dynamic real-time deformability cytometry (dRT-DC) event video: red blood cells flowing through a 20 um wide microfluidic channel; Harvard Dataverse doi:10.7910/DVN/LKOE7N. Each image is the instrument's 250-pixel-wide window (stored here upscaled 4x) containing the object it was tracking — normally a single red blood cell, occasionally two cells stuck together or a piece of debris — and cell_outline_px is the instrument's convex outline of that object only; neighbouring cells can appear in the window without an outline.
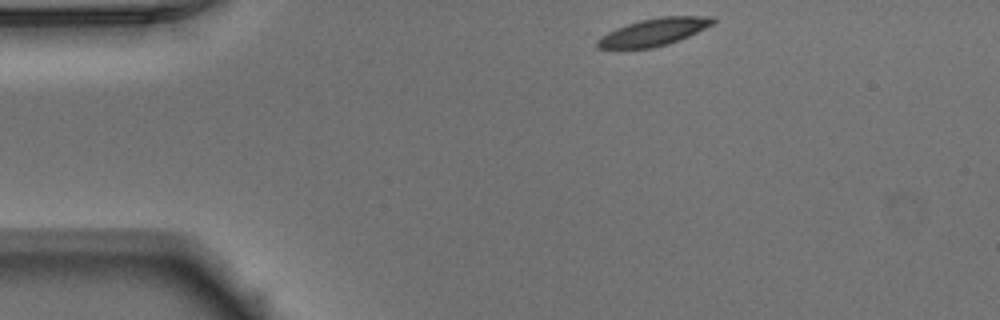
{"species": "Egyptian fruit bat (a non-hibernating species)", "species_latin": "Rousettus aegyptiacus", "temperature_condition": "warm", "stored_images_in_passage": 43, "camera_frame_rate_fps": 3000, "um_per_image_px": 0.085, "animal": {"sex": "male"}, "frame": {"image": 1, "passage_image": 1, "time_ms": 0.0, "image_size_px": [1000, 320], "cell_outline_px": [[716, 24], [680, 40], [668, 44], [652, 48], [596, 48], [596, 40], [600, 36], [616, 28], [640, 20], [660, 16], [712, 16], [716, 20]], "centroid_in_image_um": [55.62, 2.71], "position_along_channel_um": 29.4, "area_um2": 18.61}}
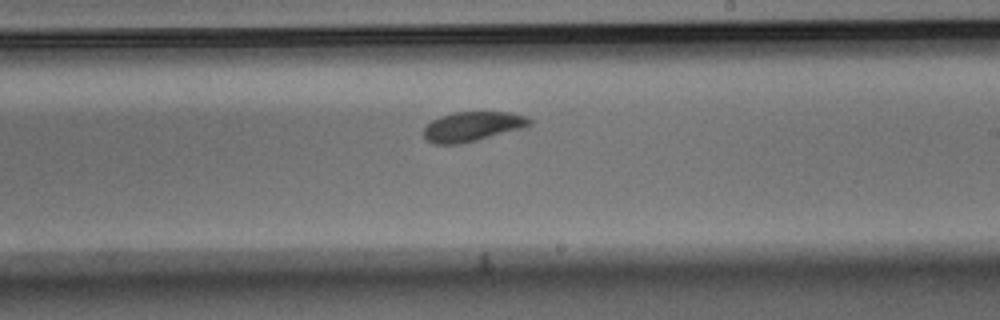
{"frame": {"image": 2, "passage_image": 22, "time_ms": 7.0, "image_size_px": [1000, 320], "cell_outline_px": [[532, 124], [524, 128], [460, 144], [432, 144], [424, 136], [424, 128], [432, 120], [440, 116], [456, 112], [508, 112], [528, 116], [532, 120]], "centroid_in_image_um": [40.18, 10.75], "position_along_channel_um": 248.8, "area_um2": 18.26}}
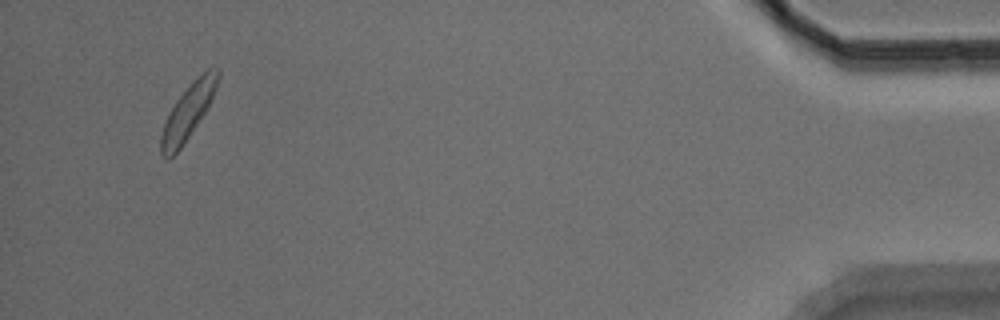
{"frame": {"image": 3, "passage_image": 41, "time_ms": 13.333, "image_size_px": [1000, 320], "cell_outline_px": [[220, 76], [216, 88], [204, 112], [180, 148], [168, 160], [164, 160], [160, 152], [160, 136], [168, 112], [176, 100], [192, 80], [196, 76], [208, 68], [216, 64], [220, 68]], "centroid_in_image_um": [15.97, 9.44], "position_along_channel_um": 419.2, "area_um2": 18.15}, "authors_computed_cell_mechanics": {"area_um2": 18.4382, "velocity_mm_per_s": 3.8934, "shape_relaxation_time_tau1_ms": 2.2942, "shape_relaxation_time_tau2_ms": 5.7179, "deformation_change_tau1": 0.1124, "deformation_change_tau2": 0.1187}}